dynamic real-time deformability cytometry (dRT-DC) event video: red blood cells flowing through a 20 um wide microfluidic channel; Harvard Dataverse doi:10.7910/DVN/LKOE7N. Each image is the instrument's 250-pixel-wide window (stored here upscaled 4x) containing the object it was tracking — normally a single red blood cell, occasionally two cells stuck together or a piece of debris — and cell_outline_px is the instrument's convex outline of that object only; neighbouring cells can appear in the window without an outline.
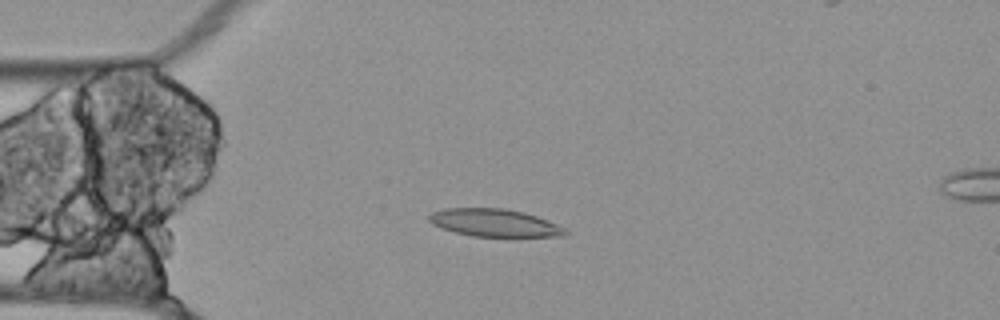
{"species": "Egyptian fruit bat (a non-hibernating species)", "species_latin": "Rousettus aegyptiacus", "temperature_condition": "cold", "stored_images_in_passage": 51, "camera_frame_rate_fps": 3000, "um_per_image_px": 0.085, "animal": {"sex": "female"}, "frame": {"image": 1, "passage_image": 8, "time_ms": 2.333, "image_size_px": [1000, 320], "cell_outline_px": [[568, 232], [564, 236], [472, 236], [440, 228], [432, 224], [428, 220], [428, 216], [432, 212], [444, 208], [504, 208], [524, 212], [536, 216], [556, 224], [564, 228]], "centroid_in_image_um": [41.98, 18.93], "position_along_channel_um": 43.0, "area_um2": 21.79}}
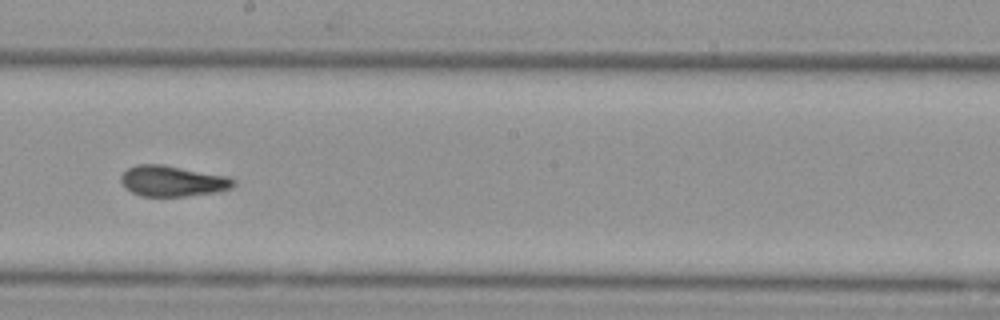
{"frame": {"image": 2, "passage_image": 25, "time_ms": 8.0, "image_size_px": [1000, 320], "cell_outline_px": [[236, 184], [232, 188], [212, 192], [184, 196], [144, 196], [132, 192], [120, 180], [120, 176], [128, 168], [136, 164], [164, 164], [228, 176], [236, 180]], "centroid_in_image_um": [14.69, 15.37], "position_along_channel_um": 233.5, "area_um2": 20.06}}
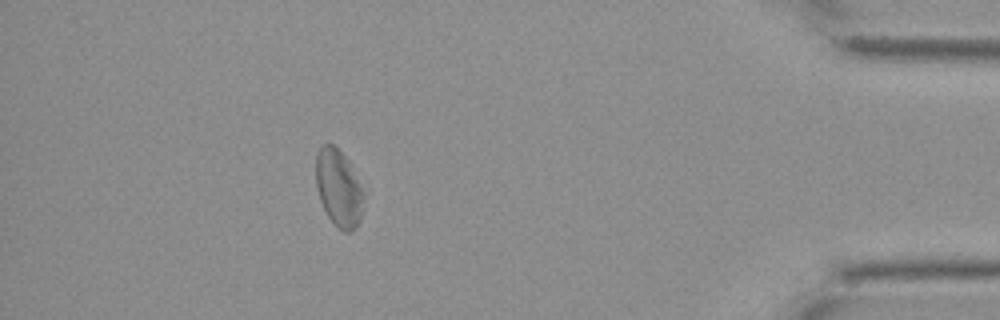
{"frame": {"image": 3, "passage_image": 44, "time_ms": 14.333, "image_size_px": [1000, 320], "cell_outline_px": [[360, 220], [356, 228], [352, 232], [344, 232], [336, 228], [328, 216], [320, 200], [316, 188], [316, 152], [324, 144], [332, 144], [348, 160], [360, 188]], "centroid_in_image_um": [28.72, 16.01], "position_along_channel_um": 406.5, "area_um2": 20.75}, "authors_computed_cell_mechanics": {"area_um2": 21.2704, "velocity_mm_per_s": 3.5045, "shape_relaxation_time_tau1_ms": null, "shape_relaxation_time_tau2_ms": 2.9659, "deformation_change_tau1": null, "deformation_change_tau2": 0.0931}}